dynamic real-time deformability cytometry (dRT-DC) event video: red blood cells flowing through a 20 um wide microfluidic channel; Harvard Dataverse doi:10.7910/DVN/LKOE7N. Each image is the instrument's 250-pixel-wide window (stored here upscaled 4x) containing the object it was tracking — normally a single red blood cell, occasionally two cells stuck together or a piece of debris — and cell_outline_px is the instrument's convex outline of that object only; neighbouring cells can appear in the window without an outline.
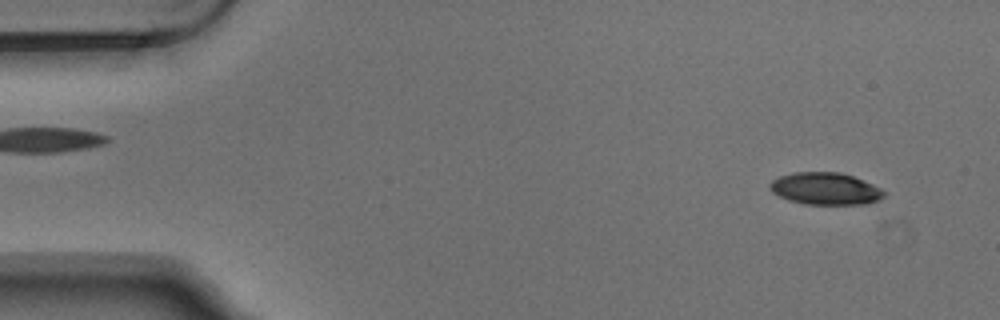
{"species": "Egyptian fruit bat (a non-hibernating species)", "species_latin": "Rousettus aegyptiacus", "temperature_condition": "warm", "stored_images_in_passage": 6, "segment_of_instrument_passage": [2, 2], "camera_frame_rate_fps": 3000, "um_per_image_px": 0.085, "animal": {"sex": "male"}, "frame": {"image": 1, "passage_image": 6, "time_ms": 1.667, "image_size_px": [1000, 320], "cell_outline_px": [[888, 192], [880, 200], [868, 204], [804, 204], [788, 200], [772, 192], [768, 188], [768, 184], [772, 180], [780, 176], [792, 172], [840, 172], [852, 176], [872, 184]], "centroid_in_image_um": [70.16, 16.04], "position_along_channel_um": 14.8, "area_um2": 21.56}}